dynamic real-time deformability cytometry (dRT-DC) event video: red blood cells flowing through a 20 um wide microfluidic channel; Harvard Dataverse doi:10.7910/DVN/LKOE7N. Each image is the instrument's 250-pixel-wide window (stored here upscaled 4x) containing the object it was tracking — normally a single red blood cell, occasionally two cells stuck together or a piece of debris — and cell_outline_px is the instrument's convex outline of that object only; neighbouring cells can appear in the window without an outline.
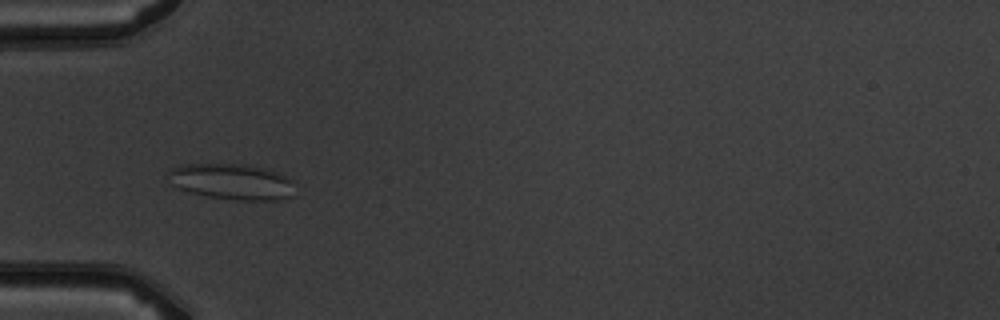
{"species": "common noctule bat (a hibernating species)", "species_latin": "Nyctalus noctula", "temperature_condition": "warm", "stored_images_in_passage": 8, "camera_frame_rate_fps": 3000, "um_per_image_px": 0.085, "animal": {"sex": "male", "body_mass_g": 19.5, "forearm_length_mm": 54.6}, "frame": {"image": 1, "passage_image": 6, "time_ms": 6.333, "image_size_px": [1000, 320], "cell_outline_px": [[292, 196], [276, 200], [236, 200], [208, 196], [176, 188], [164, 176], [168, 168], [180, 164], [244, 164], [268, 168], [280, 172], [292, 180]], "centroid_in_image_um": [19.64, 15.41], "position_along_channel_um": 65.4, "area_um2": 26.93}}
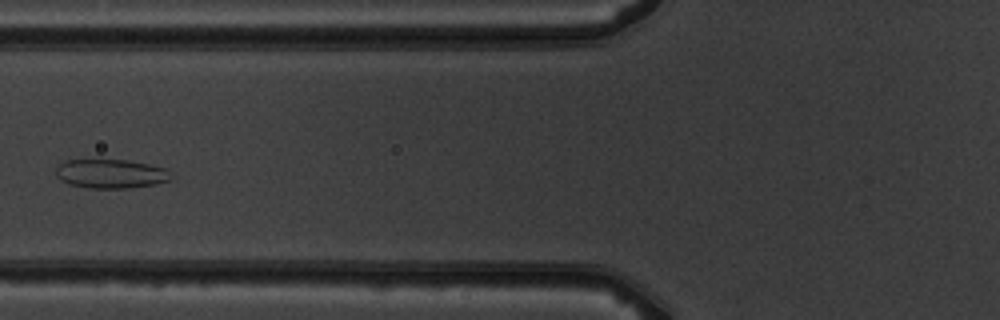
{"frame": {"image": 2, "passage_image": 7, "time_ms": 7.667, "image_size_px": [1000, 320], "cell_outline_px": [[176, 176], [172, 180], [152, 184], [128, 188], [88, 188], [68, 184], [60, 180], [56, 176], [56, 168], [64, 160], [128, 160], [168, 168]], "centroid_in_image_um": [9.47, 14.77], "position_along_channel_um": 116.3, "area_um2": 19.77}}